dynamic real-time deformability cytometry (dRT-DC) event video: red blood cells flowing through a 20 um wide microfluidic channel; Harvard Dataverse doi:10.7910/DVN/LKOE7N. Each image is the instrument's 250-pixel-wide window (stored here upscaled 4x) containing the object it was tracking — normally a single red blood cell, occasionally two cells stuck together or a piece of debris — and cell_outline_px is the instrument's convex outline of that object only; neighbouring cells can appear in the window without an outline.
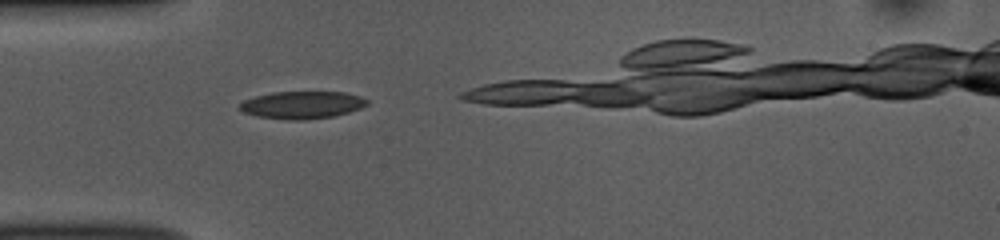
{"species": "common noctule bat (a hibernating species)", "species_latin": "Nyctalus noctula", "temperature_condition": "room temperature", "stored_images_in_passage": 9, "camera_frame_rate_fps": 3000, "um_per_image_px": 0.085, "animal": {"sex": "female", "body_mass_g": 10.0, "forearm_length_mm": 53.1}, "frame": {"image": 1, "passage_image": 3, "time_ms": 0.667, "image_size_px": [1000, 240], "cell_outline_px": [[368, 104], [360, 108], [336, 116], [304, 120], [288, 120], [256, 116], [244, 112], [240, 108], [240, 104], [244, 100], [256, 96], [272, 92], [344, 92], [360, 96], [368, 100]], "centroid_in_image_um": [25.69, 8.92], "position_along_channel_um": 59.3, "area_um2": 20.35}}
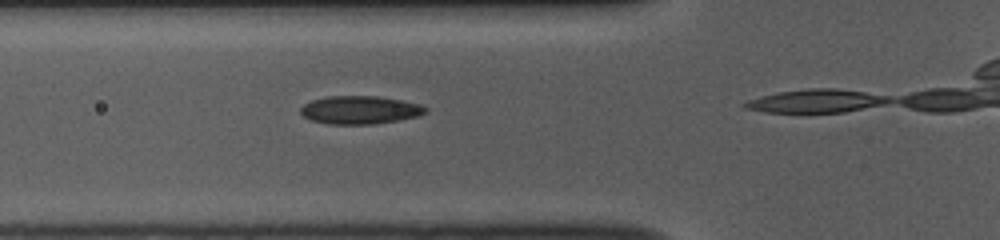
{"frame": {"image": 2, "passage_image": 6, "time_ms": 1.667, "image_size_px": [1000, 240], "cell_outline_px": [[428, 112], [416, 116], [396, 120], [372, 124], [328, 124], [312, 120], [304, 116], [300, 112], [300, 108], [304, 104], [312, 100], [328, 96], [376, 96], [400, 100], [420, 104], [428, 108]], "centroid_in_image_um": [30.58, 9.34], "position_along_channel_um": 95.2, "area_um2": 20.29}}